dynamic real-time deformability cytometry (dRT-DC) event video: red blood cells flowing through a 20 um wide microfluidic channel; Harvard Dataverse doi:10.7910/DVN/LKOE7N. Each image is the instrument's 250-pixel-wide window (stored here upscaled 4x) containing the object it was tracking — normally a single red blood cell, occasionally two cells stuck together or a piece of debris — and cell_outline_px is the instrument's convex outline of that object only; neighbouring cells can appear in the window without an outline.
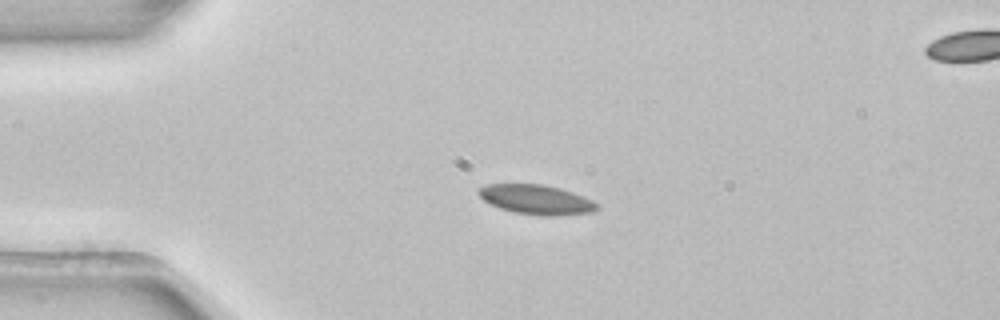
{"species": "common noctule bat (a hibernating species)", "species_latin": "Nyctalus noctula", "temperature_condition": "room temperature", "stored_images_in_passage": 4, "camera_frame_rate_fps": 3000, "um_per_image_px": 0.085, "animal": {"sex": "female", "body_mass_g": 22.7, "forearm_length_mm": 54.2}, "frame": {"image": 1, "passage_image": 2, "time_ms": 0.333, "image_size_px": [1000, 320], "cell_outline_px": [[600, 208], [592, 212], [556, 216], [540, 216], [512, 212], [500, 208], [484, 200], [476, 192], [480, 188], [488, 184], [544, 184], [560, 188], [584, 196], [592, 200]], "centroid_in_image_um": [45.6, 16.97], "position_along_channel_um": 39.4, "area_um2": 20.46}}